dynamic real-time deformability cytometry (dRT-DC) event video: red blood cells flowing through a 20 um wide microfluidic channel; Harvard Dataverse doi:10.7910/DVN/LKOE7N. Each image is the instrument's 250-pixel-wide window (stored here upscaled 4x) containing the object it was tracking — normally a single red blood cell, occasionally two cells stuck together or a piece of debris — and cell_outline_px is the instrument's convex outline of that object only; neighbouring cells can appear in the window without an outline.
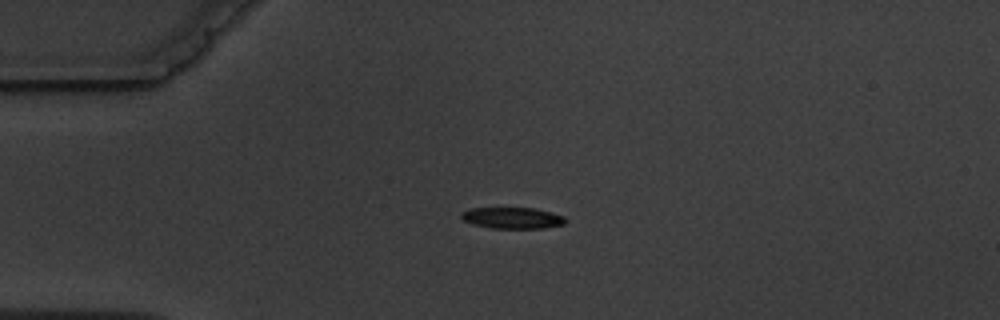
{"species": "common noctule bat (a hibernating species)", "species_latin": "Nyctalus noctula", "temperature_condition": "warm", "stored_images_in_passage": 4, "camera_frame_rate_fps": 3000, "um_per_image_px": 0.085, "animal": {"sex": "male", "body_mass_g": 19.5, "forearm_length_mm": 54.6}, "frame": {"image": 1, "passage_image": 3, "time_ms": 3.667, "image_size_px": [1000, 320], "cell_outline_px": [[568, 220], [564, 224], [544, 228], [492, 228], [472, 224], [464, 220], [460, 216], [460, 212], [468, 208], [532, 208], [552, 212], [564, 216]], "centroid_in_image_um": [43.55, 18.52], "position_along_channel_um": 41.5, "area_um2": 13.01}}